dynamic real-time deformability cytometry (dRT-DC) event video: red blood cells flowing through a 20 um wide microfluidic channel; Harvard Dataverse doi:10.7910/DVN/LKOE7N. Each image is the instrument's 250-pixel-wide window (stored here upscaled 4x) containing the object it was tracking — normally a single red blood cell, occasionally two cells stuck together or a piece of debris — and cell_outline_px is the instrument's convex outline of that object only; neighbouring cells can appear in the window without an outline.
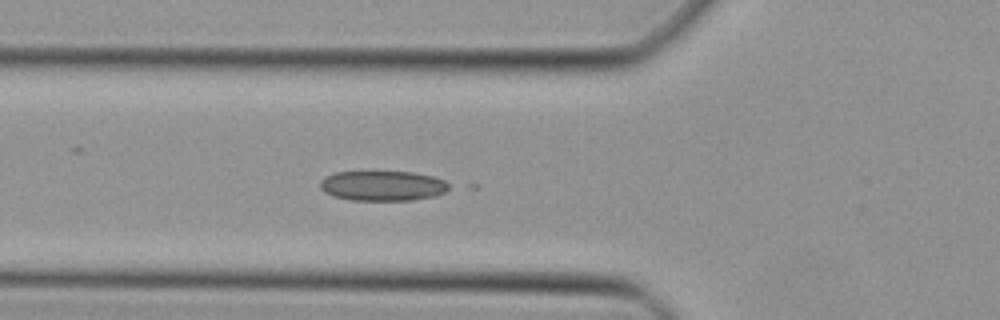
{"species": "Egyptian fruit bat (a non-hibernating species)", "species_latin": "Rousettus aegyptiacus", "temperature_condition": "cold", "stored_images_in_passage": 8, "camera_frame_rate_fps": 3000, "um_per_image_px": 0.085, "animal": {"sex": "female"}, "frame": {"image": 1, "passage_image": 7, "time_ms": 2.0, "image_size_px": [1000, 320], "cell_outline_px": [[452, 188], [436, 196], [412, 200], [352, 200], [332, 196], [324, 192], [320, 188], [320, 180], [324, 176], [336, 172], [412, 172], [432, 176], [444, 180], [452, 184]], "centroid_in_image_um": [32.55, 15.79], "position_along_channel_um": 93.3, "area_um2": 22.77}}